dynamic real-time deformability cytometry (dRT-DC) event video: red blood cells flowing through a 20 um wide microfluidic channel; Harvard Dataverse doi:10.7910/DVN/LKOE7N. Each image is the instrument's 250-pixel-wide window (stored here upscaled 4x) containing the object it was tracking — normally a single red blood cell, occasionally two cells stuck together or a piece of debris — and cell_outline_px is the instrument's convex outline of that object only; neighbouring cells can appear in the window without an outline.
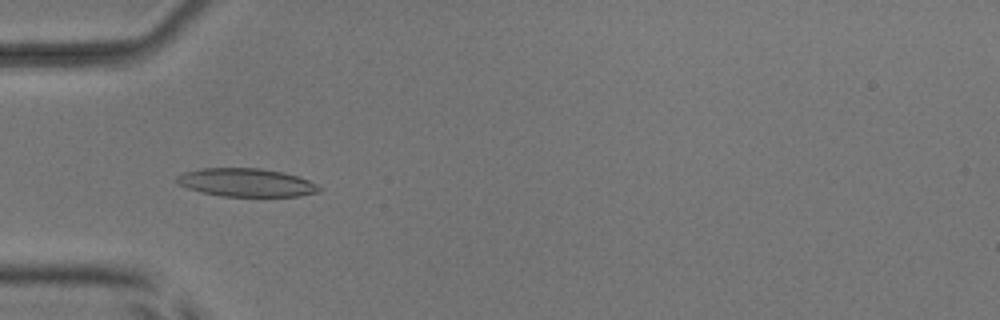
{"species": "common noctule bat (a hibernating species)", "species_latin": "Nyctalus noctula", "temperature_condition": "room temperature", "stored_images_in_passage": 5, "camera_frame_rate_fps": 3000, "um_per_image_px": 0.085, "animal": {"sex": "male", "body_mass_g": 17.9, "forearm_length_mm": 54.2}, "frame": {"image": 1, "passage_image": 4, "time_ms": 3.333, "image_size_px": [1000, 320], "cell_outline_px": [[320, 192], [300, 196], [220, 196], [200, 192], [188, 188], [180, 184], [176, 180], [176, 176], [184, 172], [200, 168], [260, 168], [284, 172], [308, 180], [316, 184], [320, 188]], "centroid_in_image_um": [20.92, 15.51], "position_along_channel_um": 64.1, "area_um2": 23.41}}
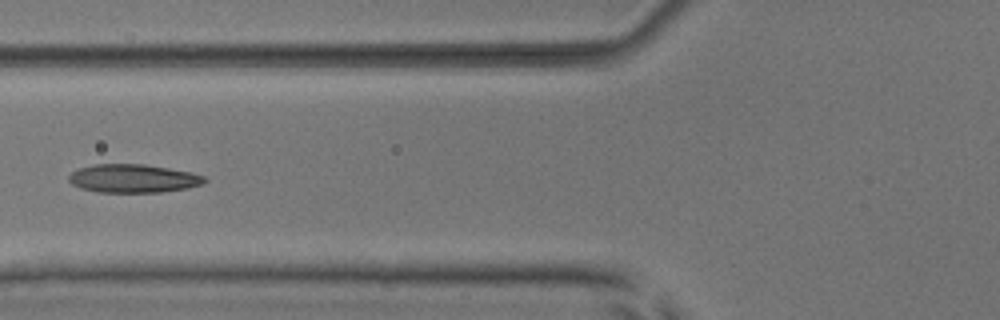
{"frame": {"image": 2, "passage_image": 5, "time_ms": 4.667, "image_size_px": [1000, 320], "cell_outline_px": [[208, 180], [204, 184], [188, 188], [160, 192], [96, 192], [80, 188], [72, 184], [68, 180], [68, 176], [76, 168], [96, 164], [144, 164], [192, 172], [204, 176]], "centroid_in_image_um": [11.32, 15.17], "position_along_channel_um": 114.5, "area_um2": 22.66}}